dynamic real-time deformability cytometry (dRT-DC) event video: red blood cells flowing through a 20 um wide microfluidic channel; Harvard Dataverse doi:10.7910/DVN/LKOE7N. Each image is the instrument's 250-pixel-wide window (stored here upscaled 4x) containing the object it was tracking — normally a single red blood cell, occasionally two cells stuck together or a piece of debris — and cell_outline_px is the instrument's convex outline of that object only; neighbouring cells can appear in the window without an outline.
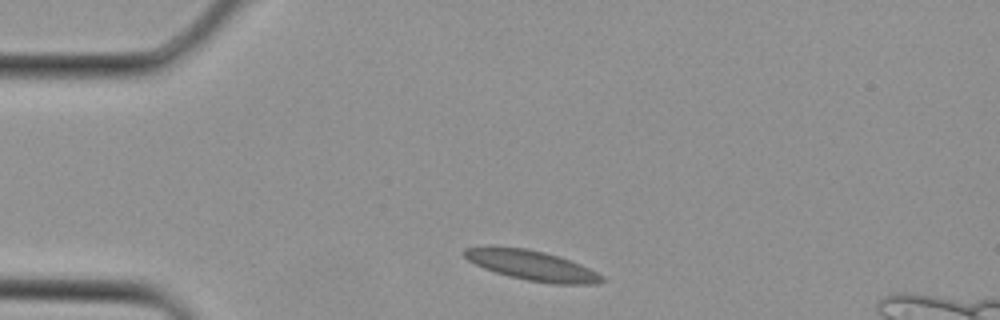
{"species": "Egyptian fruit bat (a non-hibernating species)", "species_latin": "Rousettus aegyptiacus", "temperature_condition": "cold", "stored_images_in_passage": 1, "camera_frame_rate_fps": 3000, "um_per_image_px": 0.085, "animal": {"sex": "female"}, "frame": {"image": 1, "passage_image": 1, "time_ms": 0.0, "image_size_px": [1000, 320], "cell_outline_px": [[604, 280], [596, 284], [552, 284], [528, 280], [508, 276], [484, 268], [468, 260], [460, 252], [464, 248], [488, 244], [492, 244], [524, 248], [544, 252], [580, 264], [604, 276]], "centroid_in_image_um": [45.11, 22.53], "position_along_channel_um": 39.9, "area_um2": 24.28}}